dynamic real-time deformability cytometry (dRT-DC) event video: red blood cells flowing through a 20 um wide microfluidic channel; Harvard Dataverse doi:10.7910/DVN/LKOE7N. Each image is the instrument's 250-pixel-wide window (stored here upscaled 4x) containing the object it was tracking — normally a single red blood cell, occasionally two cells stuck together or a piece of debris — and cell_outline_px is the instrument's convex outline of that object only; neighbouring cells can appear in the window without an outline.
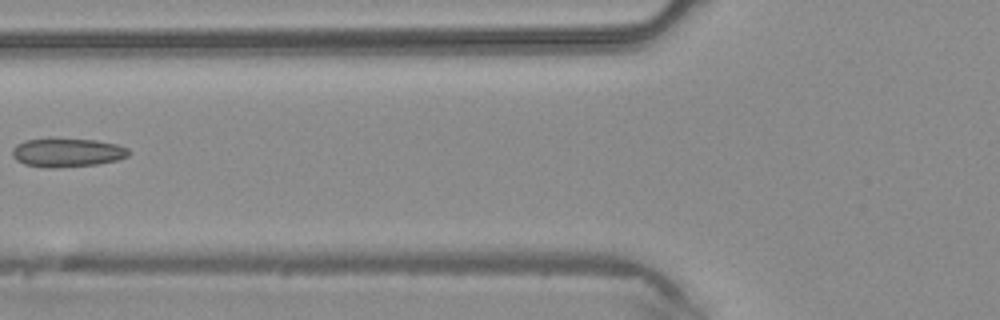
{"species": "common noctule bat (a hibernating species)", "species_latin": "Nyctalus noctula", "temperature_condition": "warm", "stored_images_in_passage": 5, "camera_frame_rate_fps": 3000, "um_per_image_px": 0.085, "animal": {"sex": "male", "body_mass_g": 20.4}, "frame": {"image": 1, "passage_image": 5, "time_ms": 1.333, "image_size_px": [1000, 320], "cell_outline_px": [[128, 156], [116, 160], [96, 164], [56, 168], [52, 168], [24, 164], [16, 160], [12, 156], [12, 148], [16, 144], [24, 140], [96, 140], [116, 144], [128, 148]], "centroid_in_image_um": [5.68, 12.99], "position_along_channel_um": 120.1, "area_um2": 19.02}}